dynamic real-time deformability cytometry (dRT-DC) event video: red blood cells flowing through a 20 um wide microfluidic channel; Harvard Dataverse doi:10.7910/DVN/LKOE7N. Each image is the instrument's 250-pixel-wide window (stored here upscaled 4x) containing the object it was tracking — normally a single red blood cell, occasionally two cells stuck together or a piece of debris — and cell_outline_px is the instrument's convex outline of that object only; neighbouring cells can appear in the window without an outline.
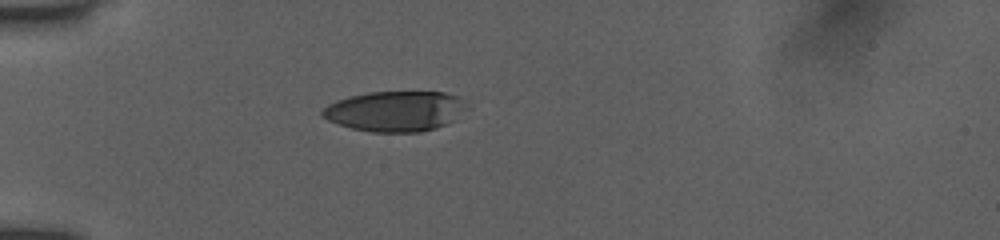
{"species": "human", "species_latin": "Homo sapiens", "temperature_condition": "room temperature", "stored_images_in_passage": 30, "camera_frame_rate_fps": 3000, "um_per_image_px": 0.085, "donor": {"sex": "female"}, "frame": {"image": 1, "passage_image": 5, "time_ms": 1.333, "image_size_px": [1000, 240], "cell_outline_px": [[440, 96], [432, 124], [428, 128], [360, 128], [344, 124], [328, 116], [324, 112], [328, 108], [344, 100], [360, 96], [380, 92], [440, 92]], "centroid_in_image_um": [32.93, 9.37], "position_along_channel_um": 52.1, "area_um2": 24.62}}
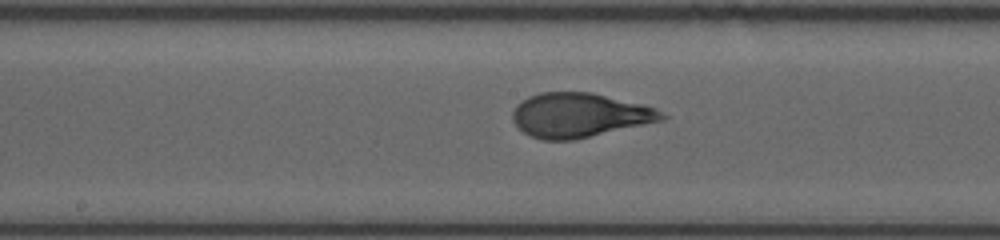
{"frame": {"image": 2, "passage_image": 18, "time_ms": 5.667, "image_size_px": [1000, 240], "cell_outline_px": [[652, 112], [648, 120], [584, 136], [540, 136], [524, 128], [520, 112], [520, 108], [528, 100], [536, 96], [560, 92], [572, 92], [596, 96], [648, 108]], "centroid_in_image_um": [49.14, 9.74], "position_along_channel_um": 199.1, "area_um2": 30.75}}
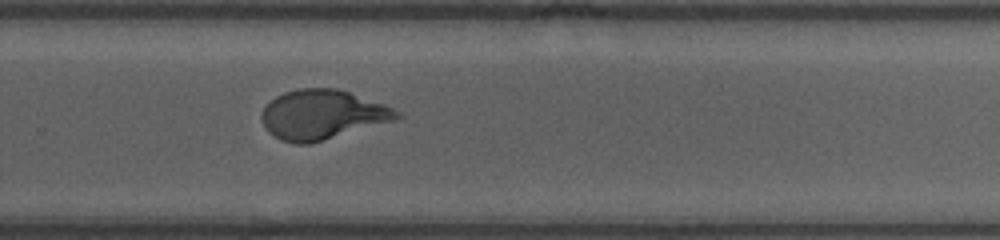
{"frame": {"image": 3, "passage_image": 26, "time_ms": 8.333, "image_size_px": [1000, 240], "cell_outline_px": [[384, 108], [376, 116], [328, 136], [316, 140], [288, 140], [280, 136], [276, 132], [272, 104], [280, 96], [292, 92], [344, 92]], "centroid_in_image_um": [27.14, 9.7], "position_along_channel_um": 302.7, "area_um2": 28.32}}